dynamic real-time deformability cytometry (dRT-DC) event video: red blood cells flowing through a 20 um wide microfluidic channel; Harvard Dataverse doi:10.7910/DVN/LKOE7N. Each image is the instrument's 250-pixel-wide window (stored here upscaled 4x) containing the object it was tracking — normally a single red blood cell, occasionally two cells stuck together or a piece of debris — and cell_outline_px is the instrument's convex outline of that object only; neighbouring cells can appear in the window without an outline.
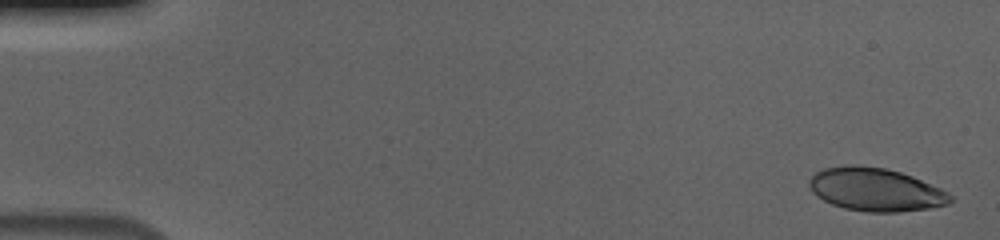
{"species": "human", "species_latin": "Homo sapiens", "temperature_condition": "cold", "stored_images_in_passage": 56, "camera_frame_rate_fps": 3000, "um_per_image_px": 0.085, "donor": {"sex": "male"}, "frame": {"image": 1, "passage_image": 2, "time_ms": 0.333, "image_size_px": [1000, 240], "cell_outline_px": [[952, 200], [948, 204], [928, 208], [896, 212], [868, 212], [844, 208], [832, 204], [816, 196], [812, 192], [808, 184], [808, 180], [816, 172], [824, 168], [844, 164], [856, 164], [884, 168], [900, 172], [912, 176], [940, 188], [952, 196]], "centroid_in_image_um": [74.38, 16.1], "position_along_channel_um": 10.6, "area_um2": 35.49}}
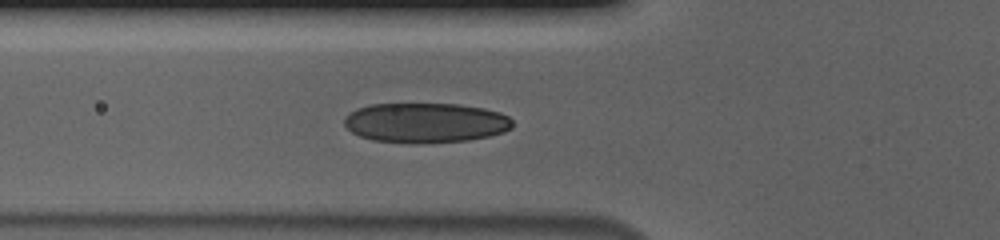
{"frame": {"image": 2, "passage_image": 21, "time_ms": 6.667, "image_size_px": [1000, 240], "cell_outline_px": [[512, 128], [504, 132], [488, 136], [468, 140], [416, 144], [372, 140], [360, 136], [352, 132], [344, 124], [344, 116], [356, 108], [372, 104], [460, 104], [484, 108], [500, 112], [508, 116], [512, 120]], "centroid_in_image_um": [36.17, 10.43], "position_along_channel_um": 89.6, "area_um2": 39.36}}
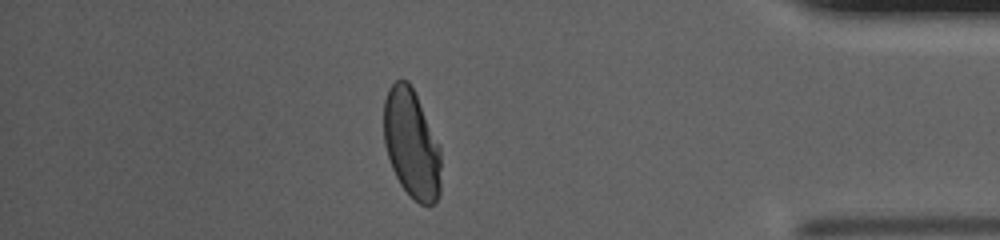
{"frame": {"image": 3, "passage_image": 49, "time_ms": 16.0, "image_size_px": [1000, 240], "cell_outline_px": [[440, 192], [436, 200], [432, 204], [420, 204], [400, 184], [392, 168], [384, 144], [384, 100], [388, 88], [396, 80], [408, 80], [440, 144]], "centroid_in_image_um": [34.98, 12.21], "position_along_channel_um": 400.2, "area_um2": 36.01}, "authors_computed_cell_mechanics": {"area_um2": 37.3677, "velocity_mm_per_s": 3.6815, "shape_relaxation_time_tau1_ms": 4.616, "shape_relaxation_time_tau2_ms": 0.8079, "deformation_change_tau1": 0.1644, "deformation_change_tau2": 0.0573}}